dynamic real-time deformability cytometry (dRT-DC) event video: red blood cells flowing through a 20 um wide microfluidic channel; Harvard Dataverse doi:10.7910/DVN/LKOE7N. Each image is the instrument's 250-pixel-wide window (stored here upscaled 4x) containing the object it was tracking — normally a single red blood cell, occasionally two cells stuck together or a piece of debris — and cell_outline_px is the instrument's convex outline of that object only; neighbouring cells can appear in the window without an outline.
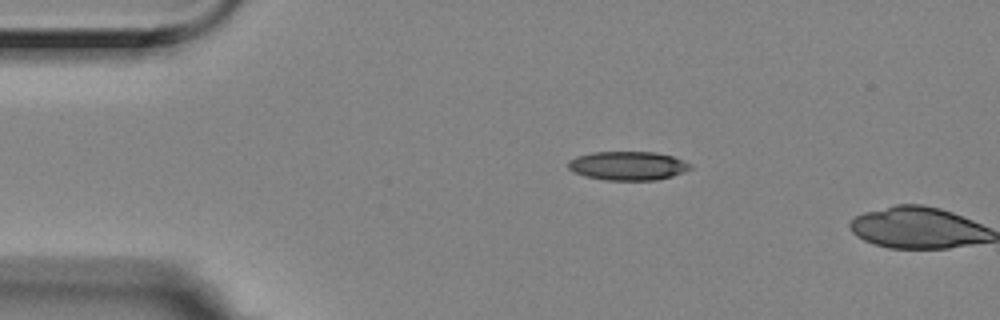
{"species": "Egyptian fruit bat (a non-hibernating species)", "species_latin": "Rousettus aegyptiacus", "temperature_condition": "room temperature", "stored_images_in_passage": 2, "camera_frame_rate_fps": 3000, "um_per_image_px": 0.085, "animal": {"sex": "female"}, "frame": {"image": 1, "passage_image": 1, "time_ms": 0.0, "image_size_px": [1000, 320], "cell_outline_px": [[692, 168], [672, 176], [656, 180], [604, 180], [584, 176], [568, 168], [568, 160], [576, 156], [592, 152], [656, 152], [672, 156], [692, 164]], "centroid_in_image_um": [53.36, 14.09], "position_along_channel_um": 31.6, "area_um2": 20.52}}